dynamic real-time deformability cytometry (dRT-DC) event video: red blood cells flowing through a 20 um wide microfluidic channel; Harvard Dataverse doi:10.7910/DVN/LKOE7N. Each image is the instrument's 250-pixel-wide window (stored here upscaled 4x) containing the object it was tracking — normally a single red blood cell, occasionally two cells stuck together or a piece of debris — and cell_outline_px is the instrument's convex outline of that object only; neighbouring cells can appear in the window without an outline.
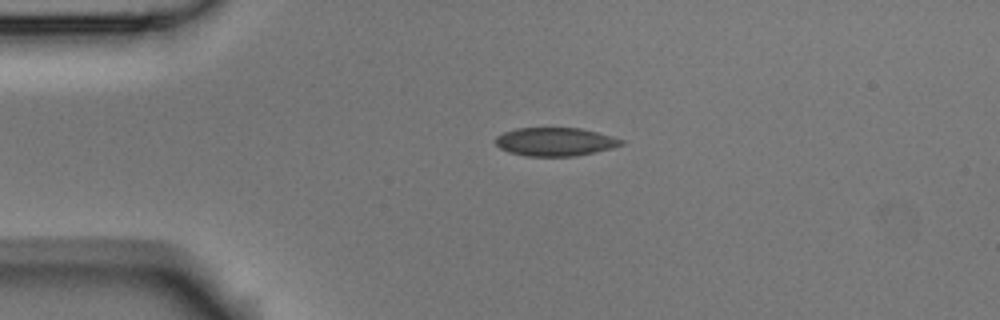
{"species": "Egyptian fruit bat (a non-hibernating species)", "species_latin": "Rousettus aegyptiacus", "temperature_condition": "room temperature", "stored_images_in_passage": 3, "camera_frame_rate_fps": 3000, "um_per_image_px": 0.085, "animal": {"sex": "male"}, "frame": {"image": 1, "passage_image": 2, "time_ms": 0.333, "image_size_px": [1000, 320], "cell_outline_px": [[624, 144], [612, 148], [596, 152], [576, 156], [524, 156], [508, 152], [500, 148], [496, 144], [496, 136], [504, 132], [516, 128], [580, 128], [596, 132], [624, 140]], "centroid_in_image_um": [47.18, 12.05], "position_along_channel_um": 37.8, "area_um2": 20.81}}